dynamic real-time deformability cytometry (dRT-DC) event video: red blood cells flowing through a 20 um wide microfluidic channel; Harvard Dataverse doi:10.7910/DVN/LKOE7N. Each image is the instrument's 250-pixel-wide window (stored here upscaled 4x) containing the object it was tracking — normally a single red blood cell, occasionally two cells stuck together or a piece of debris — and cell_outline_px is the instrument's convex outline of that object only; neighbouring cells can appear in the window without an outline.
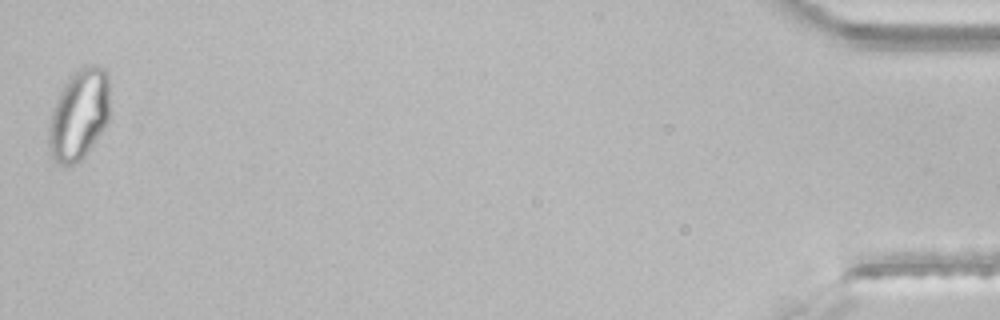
{"species": "common noctule bat (a hibernating species)", "species_latin": "Nyctalus noctula", "temperature_condition": "room temperature", "stored_images_in_passage": 40, "segment_of_instrument_passage": [2, 2], "camera_frame_rate_fps": 3000, "um_per_image_px": 0.085, "animal": {"sex": "male", "body_mass_g": 21.5, "forearm_length_mm": 52.0}, "frame": {"image": 1, "passage_image": 40, "time_ms": 13.0, "image_size_px": [1000, 320], "cell_outline_px": [[108, 120], [104, 128], [84, 156], [76, 164], [60, 164], [52, 156], [48, 144], [48, 128], [52, 112], [56, 100], [64, 84], [84, 64], [96, 64], [104, 68], [108, 72]], "centroid_in_image_um": [6.72, 9.72], "position_along_channel_um": 428.5, "area_um2": 31.96}}